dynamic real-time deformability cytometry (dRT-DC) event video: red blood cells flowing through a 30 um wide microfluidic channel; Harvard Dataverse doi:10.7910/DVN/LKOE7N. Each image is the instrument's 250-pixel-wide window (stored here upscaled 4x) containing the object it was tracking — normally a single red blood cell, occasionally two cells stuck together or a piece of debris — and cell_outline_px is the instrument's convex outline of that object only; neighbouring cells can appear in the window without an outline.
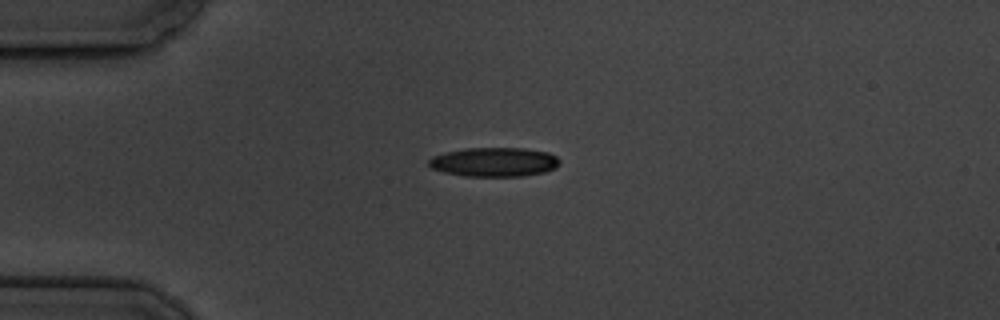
{"species": "common noctule bat (a hibernating species)", "species_latin": "Nyctalus noctula", "temperature_condition": "cold", "stored_images_in_passage": 7, "camera_frame_rate_fps": 3000, "um_per_image_px": 0.085, "animal": {"sex": "male", "body_mass_g": 19.5, "forearm_length_mm": 54.6}, "frame": {"image": 1, "passage_image": 3, "time_ms": 2.333, "image_size_px": [1000, 320], "cell_outline_px": [[560, 164], [556, 168], [544, 172], [524, 176], [464, 176], [444, 172], [432, 168], [428, 164], [428, 160], [432, 156], [444, 152], [464, 148], [524, 148], [548, 152], [556, 156], [560, 160]], "centroid_in_image_um": [42.01, 13.77], "position_along_channel_um": 43.0, "area_um2": 22.43}}
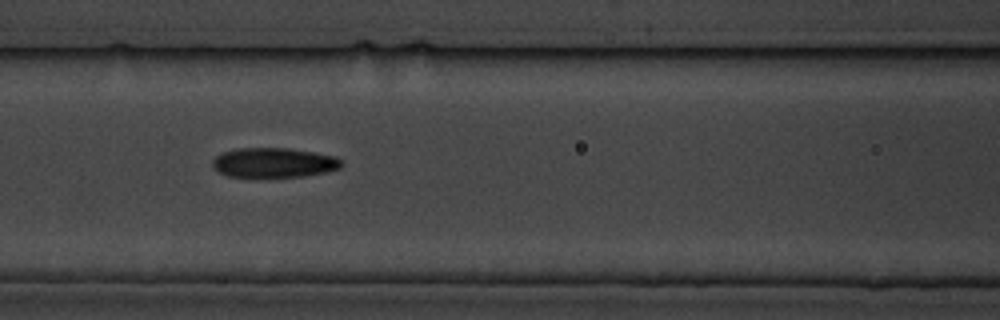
{"frame": {"image": 2, "passage_image": 6, "time_ms": 6.0, "image_size_px": [1000, 320], "cell_outline_px": [[344, 164], [340, 168], [324, 172], [304, 176], [228, 176], [212, 168], [212, 160], [216, 156], [224, 152], [236, 148], [288, 148], [336, 156]], "centroid_in_image_um": [23.27, 13.81], "position_along_channel_um": 143.3, "area_um2": 22.08}}
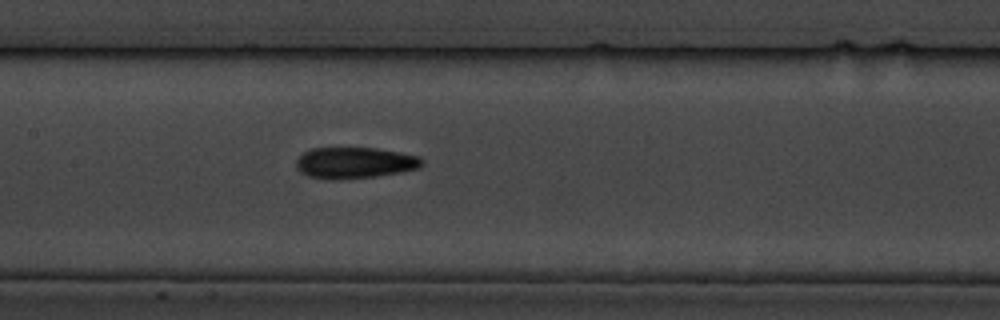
{"frame": {"image": 3, "passage_image": 7, "time_ms": 7.0, "image_size_px": [1000, 320], "cell_outline_px": [[424, 164], [420, 168], [400, 172], [376, 176], [332, 180], [328, 180], [308, 176], [300, 172], [296, 168], [296, 160], [304, 152], [312, 148], [376, 148], [400, 152], [420, 156], [424, 160]], "centroid_in_image_um": [30.16, 13.84], "position_along_channel_um": 177.2, "area_um2": 23.06}}